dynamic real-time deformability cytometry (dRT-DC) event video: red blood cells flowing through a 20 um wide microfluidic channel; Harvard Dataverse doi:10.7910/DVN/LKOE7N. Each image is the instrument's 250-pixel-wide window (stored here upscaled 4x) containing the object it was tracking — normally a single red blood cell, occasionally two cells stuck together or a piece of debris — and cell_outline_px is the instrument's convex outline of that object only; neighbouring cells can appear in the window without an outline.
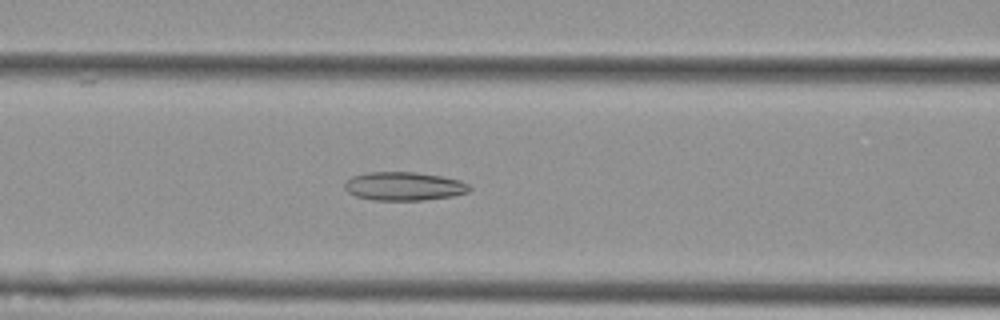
{"species": "Egyptian fruit bat (a non-hibernating species)", "species_latin": "Rousettus aegyptiacus", "temperature_condition": "cold", "stored_images_in_passage": 54, "camera_frame_rate_fps": 3000, "um_per_image_px": 0.085, "animal": {"sex": "female"}, "frame": {"image": 1, "passage_image": 23, "time_ms": 7.333, "image_size_px": [1000, 320], "cell_outline_px": [[472, 188], [468, 192], [452, 196], [424, 200], [372, 200], [356, 196], [348, 192], [344, 188], [344, 184], [352, 176], [368, 172], [416, 172], [440, 176], [460, 180], [468, 184]], "centroid_in_image_um": [34.34, 15.83], "position_along_channel_um": 132.3, "area_um2": 20.75}}
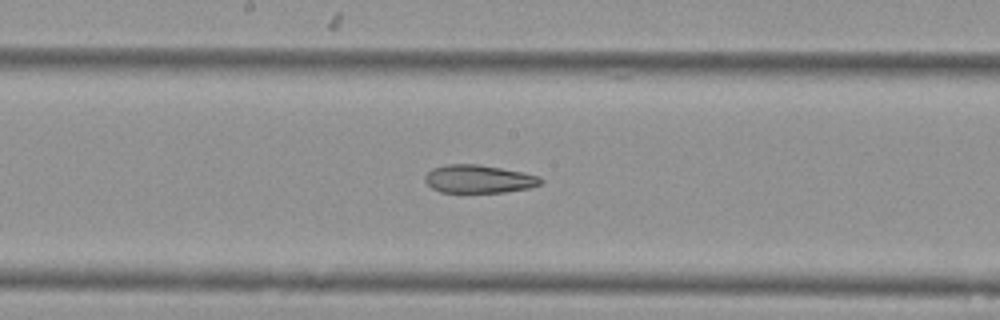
{"frame": {"image": 2, "passage_image": 29, "time_ms": 9.333, "image_size_px": [1000, 320], "cell_outline_px": [[544, 180], [540, 184], [532, 188], [504, 192], [440, 192], [432, 188], [424, 180], [424, 176], [432, 168], [448, 164], [480, 164], [524, 172], [540, 176]], "centroid_in_image_um": [40.72, 15.21], "position_along_channel_um": 207.5, "area_um2": 19.13}}
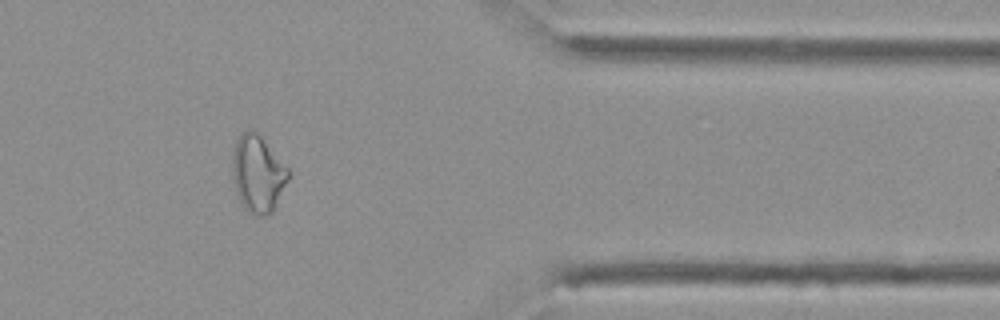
{"frame": {"image": 3, "passage_image": 45, "time_ms": 14.667, "image_size_px": [1000, 320], "cell_outline_px": [[288, 180], [272, 212], [264, 216], [252, 216], [244, 208], [236, 192], [232, 176], [232, 156], [236, 140], [244, 132], [252, 128], [260, 136], [288, 168]], "centroid_in_image_um": [21.89, 14.8], "position_along_channel_um": 389.5, "area_um2": 24.85}, "authors_computed_cell_mechanics": {"area_um2": 24.7962, "velocity_mm_per_s": 3.7734, "shape_relaxation_time_tau1_ms": null, "shape_relaxation_time_tau2_ms": 3.7364, "deformation_change_tau1": null, "deformation_change_tau2": 0.1157}}